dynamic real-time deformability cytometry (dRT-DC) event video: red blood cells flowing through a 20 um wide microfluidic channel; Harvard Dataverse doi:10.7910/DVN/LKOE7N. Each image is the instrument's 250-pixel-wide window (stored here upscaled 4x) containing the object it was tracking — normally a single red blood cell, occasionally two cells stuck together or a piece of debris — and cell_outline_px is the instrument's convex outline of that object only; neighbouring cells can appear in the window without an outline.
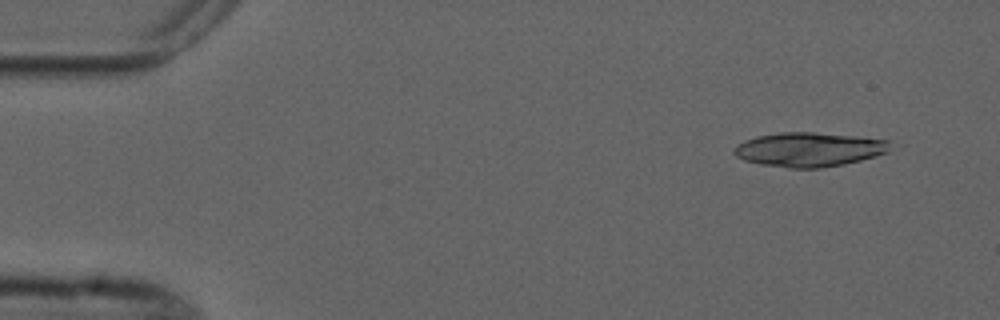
{"species": "common noctule bat (a hibernating species)", "species_latin": "Nyctalus noctula", "temperature_condition": "cold", "stored_images_in_passage": 5, "camera_frame_rate_fps": 3000, "um_per_image_px": 0.085, "animal": {"sex": "male", "forearm_length_mm": 52.5}, "frame": {"image": 1, "passage_image": 1, "time_ms": 0.0, "image_size_px": [1000, 320], "cell_outline_px": [[896, 144], [888, 152], [860, 160], [844, 164], [820, 168], [788, 168], [760, 164], [744, 160], [736, 156], [732, 152], [736, 144], [744, 140], [756, 136], [780, 132], [812, 132], [852, 136], [888, 140]], "centroid_in_image_um": [68.77, 12.7], "position_along_channel_um": 16.2, "area_um2": 31.33}}
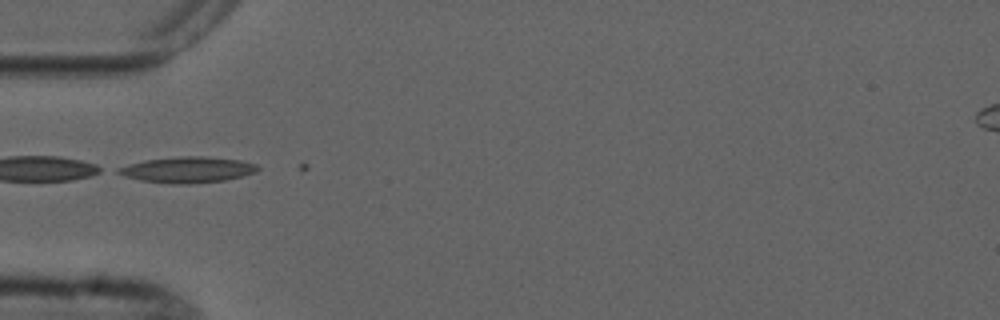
{"frame": {"image": 2, "passage_image": 4, "time_ms": 4.333, "image_size_px": [1000, 320], "cell_outline_px": [[260, 168], [256, 172], [224, 180], [188, 184], [172, 184], [140, 180], [124, 176], [116, 172], [116, 168], [128, 164], [144, 160], [180, 156], [204, 156], [240, 160], [256, 164]], "centroid_in_image_um": [15.91, 14.42], "position_along_channel_um": 69.1, "area_um2": 21.04}}